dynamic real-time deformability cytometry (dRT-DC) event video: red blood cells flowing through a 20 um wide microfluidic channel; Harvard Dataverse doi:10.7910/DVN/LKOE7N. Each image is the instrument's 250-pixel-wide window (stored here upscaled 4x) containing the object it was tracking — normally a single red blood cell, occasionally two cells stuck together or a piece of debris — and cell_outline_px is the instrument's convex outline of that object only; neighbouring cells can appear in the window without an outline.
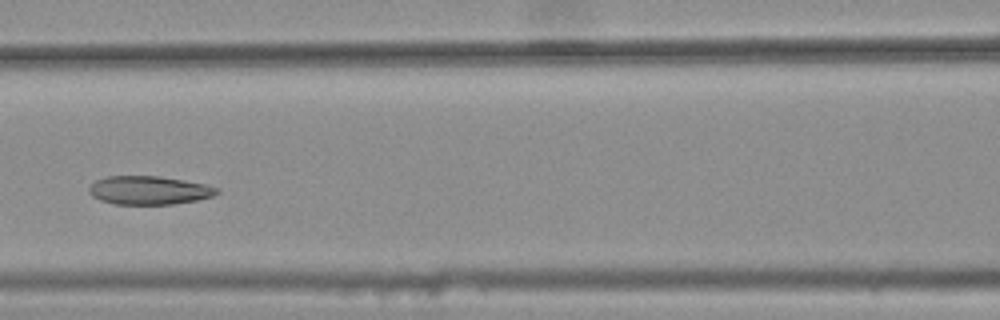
{"species": "common noctule bat (a hibernating species)", "species_latin": "Nyctalus noctula", "temperature_condition": "warm", "stored_images_in_passage": 9, "camera_frame_rate_fps": 3000, "um_per_image_px": 0.085, "animal": {"sex": "female", "body_mass_g": 25.1}, "frame": {"image": 1, "passage_image": 6, "time_ms": 1.667, "image_size_px": [1000, 320], "cell_outline_px": [[220, 192], [212, 196], [196, 200], [176, 204], [116, 204], [100, 200], [92, 196], [88, 192], [88, 188], [96, 180], [108, 176], [160, 176], [204, 184], [220, 188]], "centroid_in_image_um": [12.67, 16.17], "position_along_channel_um": 153.9, "area_um2": 21.21}}
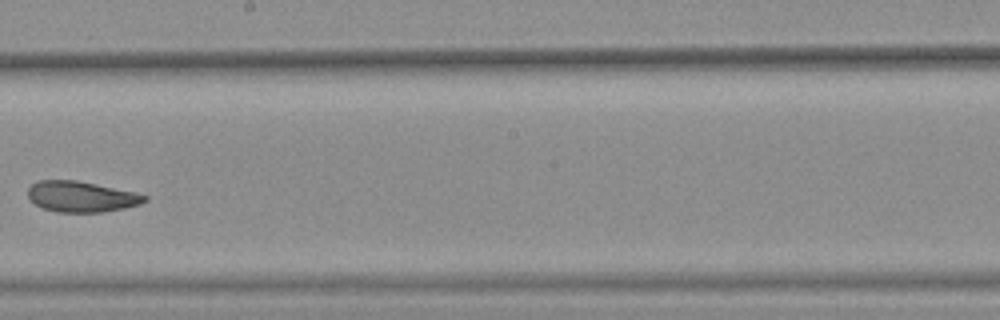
{"frame": {"image": 2, "passage_image": 8, "time_ms": 2.333, "image_size_px": [1000, 320], "cell_outline_px": [[148, 200], [140, 204], [124, 208], [100, 212], [56, 212], [44, 208], [36, 204], [28, 196], [28, 188], [32, 184], [40, 180], [76, 180], [136, 192], [148, 196]], "centroid_in_image_um": [6.94, 16.71], "position_along_channel_um": 241.3, "area_um2": 20.81}}
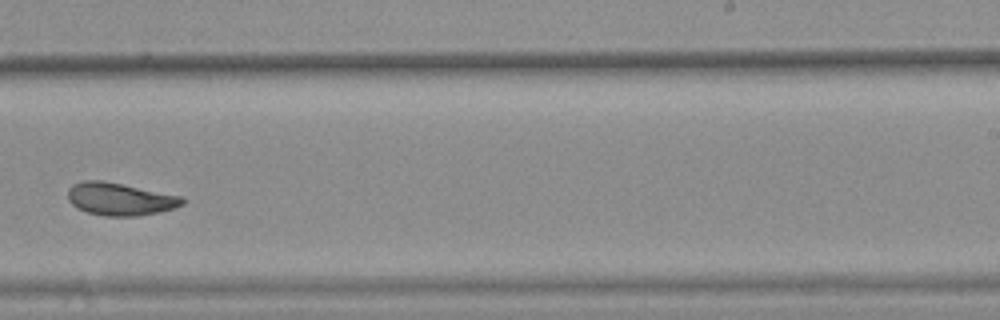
{"frame": {"image": 3, "passage_image": 9, "time_ms": 2.667, "image_size_px": [1000, 320], "cell_outline_px": [[184, 204], [172, 208], [156, 212], [136, 216], [104, 216], [88, 212], [72, 204], [68, 200], [68, 188], [72, 184], [84, 180], [100, 180], [180, 196], [184, 200]], "centroid_in_image_um": [10.14, 16.92], "position_along_channel_um": 278.9, "area_um2": 21.27}}